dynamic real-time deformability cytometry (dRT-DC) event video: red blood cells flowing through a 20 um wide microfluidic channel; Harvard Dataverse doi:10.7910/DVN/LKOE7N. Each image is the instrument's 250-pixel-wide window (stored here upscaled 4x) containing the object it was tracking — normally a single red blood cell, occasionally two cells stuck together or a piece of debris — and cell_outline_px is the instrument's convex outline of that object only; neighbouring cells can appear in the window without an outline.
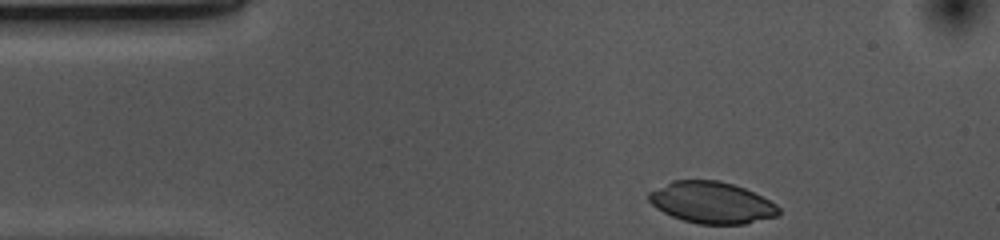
{"species": "common noctule bat (a hibernating species)", "species_latin": "Nyctalus noctula", "temperature_condition": "cold", "stored_images_in_passage": 34, "camera_frame_rate_fps": 3000, "um_per_image_px": 0.085, "animal": {"sex": "female", "body_mass_g": 10.0, "forearm_length_mm": 53.1}, "frame": {"image": 1, "passage_image": 1, "time_ms": 0.0, "image_size_px": [1000, 240], "cell_outline_px": [[780, 212], [776, 216], [744, 224], [700, 224], [684, 220], [672, 216], [656, 208], [648, 200], [648, 192], [672, 180], [716, 180], [732, 184], [744, 188], [776, 204], [780, 208]], "centroid_in_image_um": [60.47, 17.21], "position_along_channel_um": 24.5, "area_um2": 31.21}}
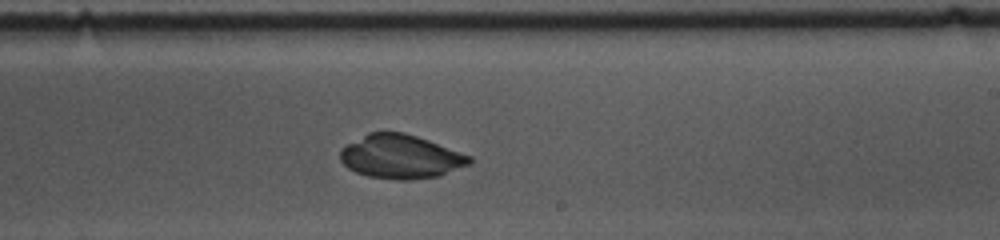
{"frame": {"image": 2, "passage_image": 24, "time_ms": 7.667, "image_size_px": [1000, 240], "cell_outline_px": [[472, 164], [440, 176], [412, 180], [396, 180], [368, 176], [356, 172], [348, 168], [340, 160], [340, 148], [368, 132], [404, 132], [428, 140], [472, 156]], "centroid_in_image_um": [34.08, 13.33], "position_along_channel_um": 254.9, "area_um2": 33.23}}
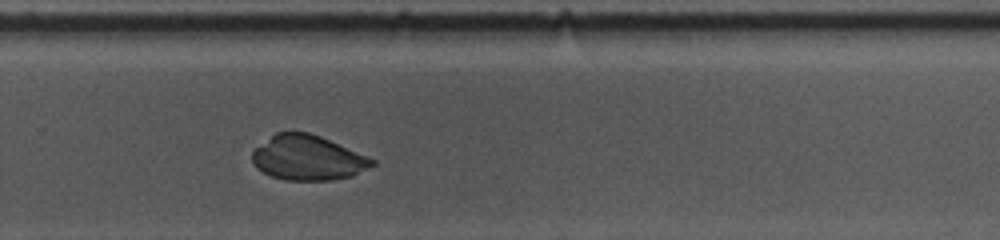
{"frame": {"image": 3, "passage_image": 28, "time_ms": 9.0, "image_size_px": [1000, 240], "cell_outline_px": [[376, 164], [352, 176], [332, 180], [284, 180], [272, 176], [256, 168], [252, 164], [252, 152], [256, 148], [276, 132], [308, 132], [320, 136], [376, 160]], "centroid_in_image_um": [26.15, 13.42], "position_along_channel_um": 303.6, "area_um2": 31.15}}